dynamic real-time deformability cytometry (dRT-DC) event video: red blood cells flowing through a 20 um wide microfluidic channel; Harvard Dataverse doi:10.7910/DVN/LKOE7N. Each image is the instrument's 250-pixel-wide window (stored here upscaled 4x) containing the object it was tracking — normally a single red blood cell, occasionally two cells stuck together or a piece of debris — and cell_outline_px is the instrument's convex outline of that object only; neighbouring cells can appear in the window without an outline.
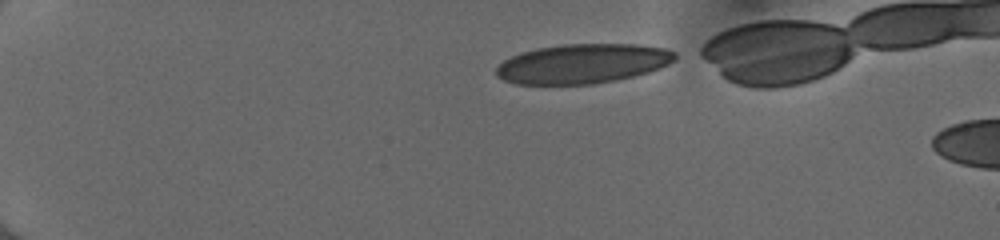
{"species": "human", "species_latin": "Homo sapiens", "temperature_condition": "cold", "stored_images_in_passage": 6, "camera_frame_rate_fps": 3000, "um_per_image_px": 0.085, "donor": {"sex": "female"}, "frame": {"image": 1, "passage_image": 1, "time_ms": 0.0, "image_size_px": [1000, 240], "cell_outline_px": [[676, 60], [660, 68], [648, 72], [616, 80], [592, 84], [516, 84], [504, 80], [496, 76], [496, 68], [504, 60], [512, 56], [536, 48], [564, 44], [640, 44], [664, 48], [676, 52]], "centroid_in_image_um": [49.55, 5.41], "position_along_channel_um": 35.5, "area_um2": 41.15}}